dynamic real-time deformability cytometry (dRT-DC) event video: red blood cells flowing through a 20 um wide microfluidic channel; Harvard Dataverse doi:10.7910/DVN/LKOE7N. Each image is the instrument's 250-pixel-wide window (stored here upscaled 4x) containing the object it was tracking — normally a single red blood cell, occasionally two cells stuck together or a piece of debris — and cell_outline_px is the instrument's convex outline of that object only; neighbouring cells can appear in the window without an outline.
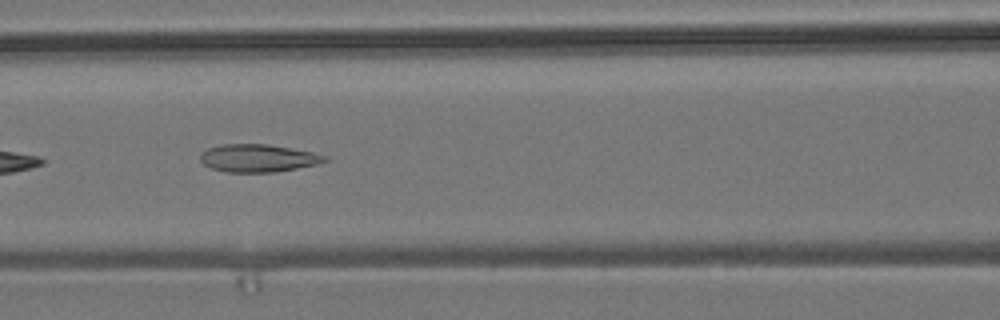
{"species": "common noctule bat (a hibernating species)", "species_latin": "Nyctalus noctula", "temperature_condition": "room temperature", "stored_images_in_passage": 8, "camera_frame_rate_fps": 3000, "um_per_image_px": 0.085, "animal": {"sex": "male", "body_mass_g": 19.2, "forearm_length_mm": 51.8}, "frame": {"image": 1, "passage_image": 7, "time_ms": 2.0, "image_size_px": [1000, 320], "cell_outline_px": [[328, 160], [316, 164], [276, 172], [228, 172], [212, 168], [204, 164], [200, 160], [200, 156], [208, 148], [220, 144], [268, 144], [312, 152], [328, 156]], "centroid_in_image_um": [21.94, 13.44], "position_along_channel_um": 144.7, "area_um2": 19.94}}
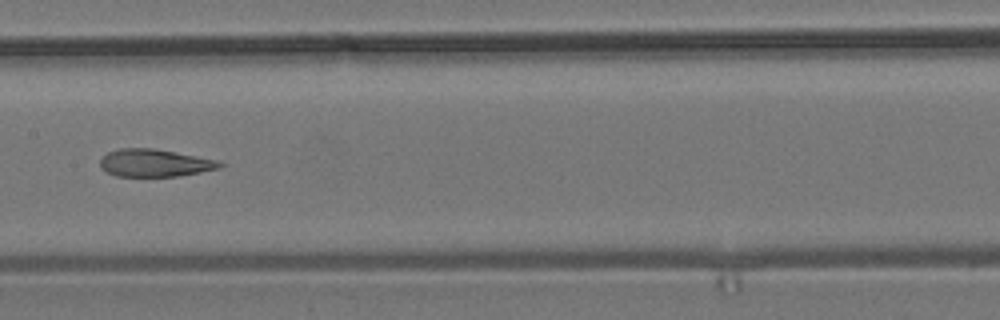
{"frame": {"image": 2, "passage_image": 8, "time_ms": 2.333, "image_size_px": [1000, 320], "cell_outline_px": [[224, 164], [220, 168], [200, 172], [176, 176], [116, 176], [100, 168], [100, 160], [108, 152], [120, 148], [152, 148], [216, 160]], "centroid_in_image_um": [13.11, 13.85], "position_along_channel_um": 194.3, "area_um2": 18.9}}